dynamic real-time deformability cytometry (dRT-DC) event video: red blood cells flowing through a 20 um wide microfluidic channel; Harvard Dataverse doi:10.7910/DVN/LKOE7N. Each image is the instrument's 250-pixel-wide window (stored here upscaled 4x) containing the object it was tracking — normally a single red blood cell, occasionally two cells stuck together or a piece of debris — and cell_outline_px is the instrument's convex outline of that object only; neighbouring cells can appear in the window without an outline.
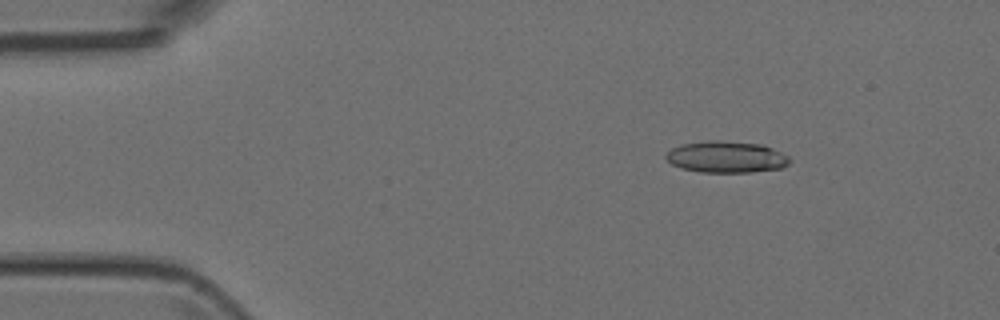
{"species": "Egyptian fruit bat (a non-hibernating species)", "species_latin": "Rousettus aegyptiacus", "temperature_condition": "room temperature", "stored_images_in_passage": 51, "camera_frame_rate_fps": 3000, "um_per_image_px": 0.085, "animal": {"sex": "female"}, "frame": {"image": 1, "passage_image": 7, "time_ms": 2.0, "image_size_px": [1000, 320], "cell_outline_px": [[788, 164], [780, 168], [752, 172], [700, 172], [680, 168], [672, 164], [664, 156], [672, 148], [680, 144], [708, 140], [720, 140], [764, 144], [788, 156]], "centroid_in_image_um": [61.7, 13.33], "position_along_channel_um": 23.3, "area_um2": 22.77}}
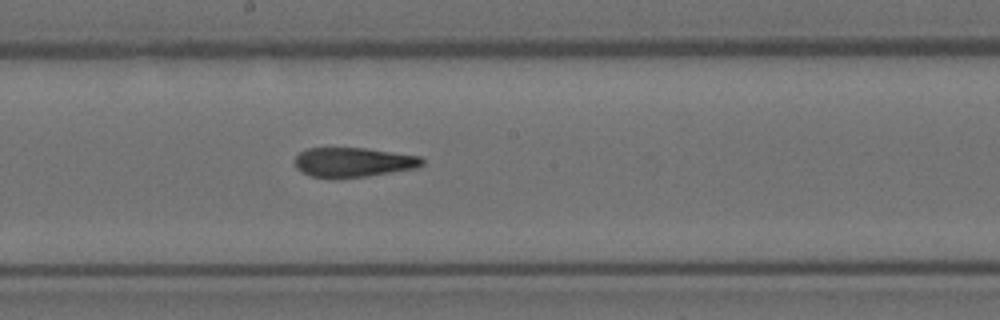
{"frame": {"image": 2, "passage_image": 27, "time_ms": 8.667, "image_size_px": [1000, 320], "cell_outline_px": [[424, 164], [416, 168], [368, 176], [336, 180], [312, 176], [300, 172], [296, 168], [296, 156], [300, 152], [308, 148], [364, 148], [420, 156], [424, 160]], "centroid_in_image_um": [30.01, 13.81], "position_along_channel_um": 218.2, "area_um2": 22.2}}
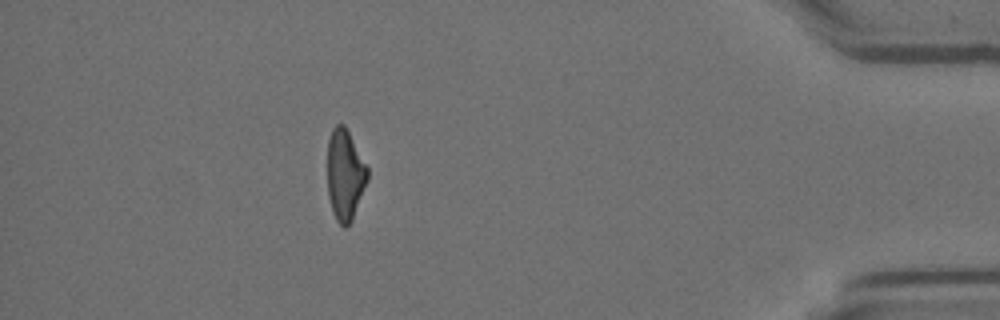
{"frame": {"image": 3, "passage_image": 45, "time_ms": 14.667, "image_size_px": [1000, 320], "cell_outline_px": [[368, 180], [352, 220], [344, 228], [336, 220], [332, 212], [328, 196], [328, 140], [332, 128], [336, 124], [344, 124], [368, 168]], "centroid_in_image_um": [29.32, 14.87], "position_along_channel_um": 405.9, "area_um2": 21.15}}